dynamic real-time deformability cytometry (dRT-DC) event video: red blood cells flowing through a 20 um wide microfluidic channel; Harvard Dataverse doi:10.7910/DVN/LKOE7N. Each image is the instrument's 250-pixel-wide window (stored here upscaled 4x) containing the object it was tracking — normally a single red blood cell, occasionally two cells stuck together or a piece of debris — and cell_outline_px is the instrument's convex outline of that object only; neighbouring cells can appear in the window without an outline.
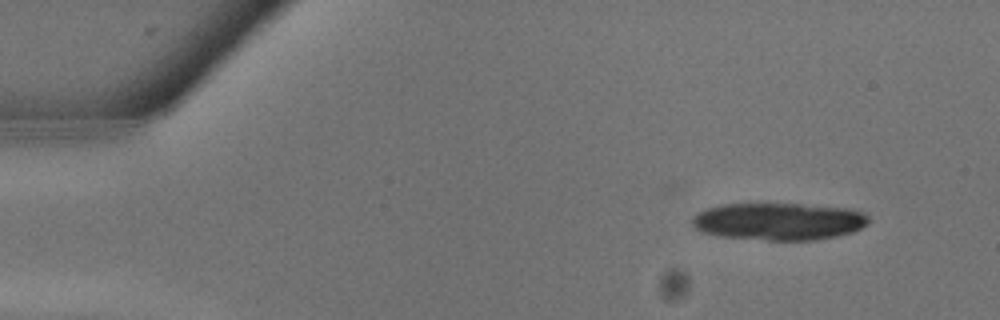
{"species": "common noctule bat (a hibernating species)", "species_latin": "Nyctalus noctula", "temperature_condition": "warm", "stored_images_in_passage": 12, "camera_frame_rate_fps": 3000, "um_per_image_px": 0.085, "animal": {"sex": "male", "body_mass_g": 13.3}, "frame": {"image": 1, "passage_image": 3, "time_ms": 0.667, "image_size_px": [1000, 320], "cell_outline_px": [[868, 224], [852, 232], [836, 236], [816, 240], [768, 240], [720, 236], [700, 232], [692, 228], [692, 216], [696, 212], [720, 204], [800, 204], [848, 208], [864, 212], [868, 216]], "centroid_in_image_um": [66.15, 18.82], "position_along_channel_um": 18.8, "area_um2": 38.61}}